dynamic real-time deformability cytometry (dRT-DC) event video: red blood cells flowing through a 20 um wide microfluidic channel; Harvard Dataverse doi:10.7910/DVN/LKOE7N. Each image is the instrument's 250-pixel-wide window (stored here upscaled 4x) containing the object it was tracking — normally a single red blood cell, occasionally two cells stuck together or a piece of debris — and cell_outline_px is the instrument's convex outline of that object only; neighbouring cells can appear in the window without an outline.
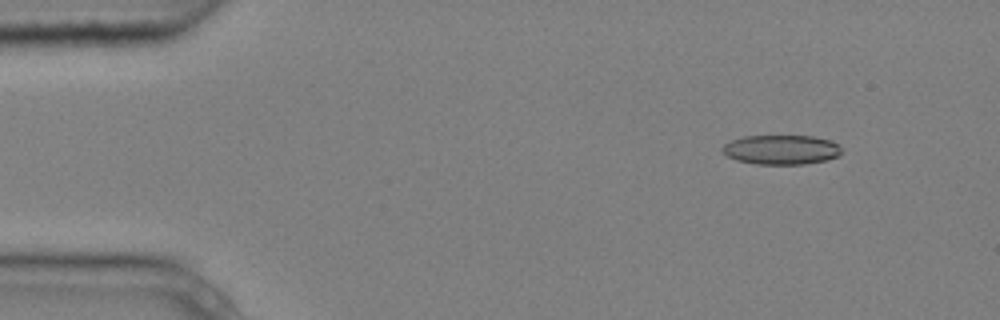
{"species": "common noctule bat (a hibernating species)", "species_latin": "Nyctalus noctula", "temperature_condition": "cold", "stored_images_in_passage": 4, "camera_frame_rate_fps": 3000, "um_per_image_px": 0.085, "animal": {"sex": "male", "body_mass_g": 20.4}, "frame": {"image": 1, "passage_image": 2, "time_ms": 0.333, "image_size_px": [1000, 320], "cell_outline_px": [[844, 152], [828, 160], [804, 164], [756, 164], [736, 160], [728, 156], [720, 148], [724, 144], [732, 140], [744, 136], [812, 136], [828, 140], [836, 144]], "centroid_in_image_um": [66.39, 12.73], "position_along_channel_um": 18.6, "area_um2": 20.4}}
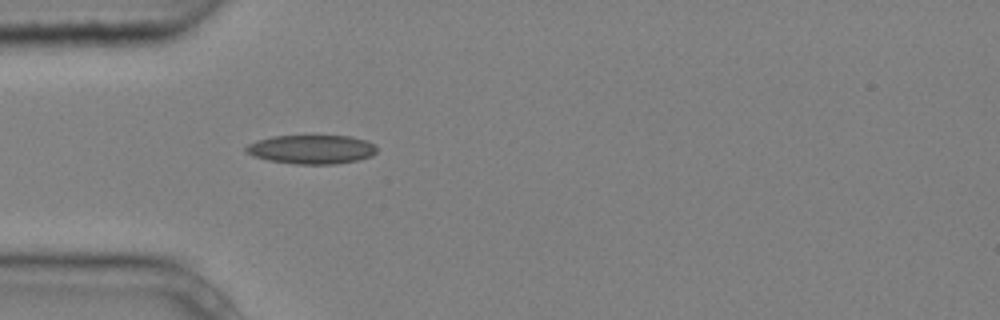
{"frame": {"image": 2, "passage_image": 4, "time_ms": 1.0, "image_size_px": [1000, 320], "cell_outline_px": [[376, 152], [372, 156], [356, 160], [336, 164], [296, 164], [268, 160], [252, 156], [244, 152], [244, 148], [248, 144], [256, 140], [272, 136], [348, 136], [368, 140], [376, 148]], "centroid_in_image_um": [26.44, 12.7], "position_along_channel_um": 58.6, "area_um2": 22.14}}